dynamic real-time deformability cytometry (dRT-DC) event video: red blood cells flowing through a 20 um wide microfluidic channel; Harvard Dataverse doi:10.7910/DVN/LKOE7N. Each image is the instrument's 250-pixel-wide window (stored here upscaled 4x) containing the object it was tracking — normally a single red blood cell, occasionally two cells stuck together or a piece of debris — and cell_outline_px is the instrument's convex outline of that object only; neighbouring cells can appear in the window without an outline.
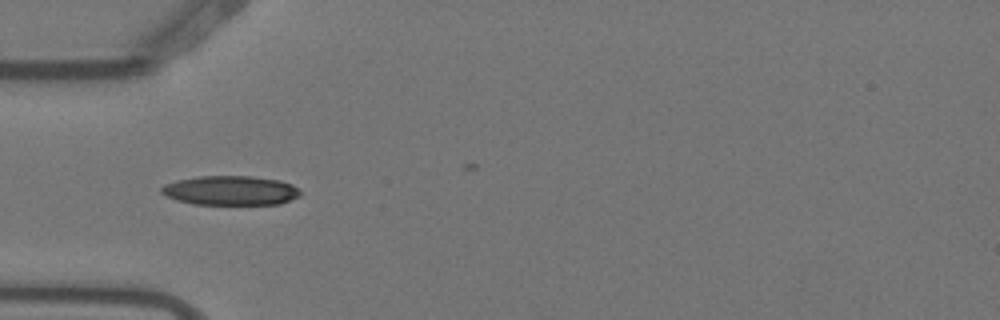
{"species": "Egyptian fruit bat (a non-hibernating species)", "species_latin": "Rousettus aegyptiacus", "temperature_condition": "warm", "stored_images_in_passage": 4, "camera_frame_rate_fps": 3000, "um_per_image_px": 0.085, "animal": {"sex": "female"}, "frame": {"image": 1, "passage_image": 4, "time_ms": 1.0, "image_size_px": [1000, 320], "cell_outline_px": [[300, 196], [280, 204], [192, 204], [176, 200], [160, 192], [160, 188], [164, 184], [176, 180], [196, 176], [252, 176], [280, 180], [292, 184], [300, 188]], "centroid_in_image_um": [19.6, 16.18], "position_along_channel_um": 65.4, "area_um2": 23.99}}